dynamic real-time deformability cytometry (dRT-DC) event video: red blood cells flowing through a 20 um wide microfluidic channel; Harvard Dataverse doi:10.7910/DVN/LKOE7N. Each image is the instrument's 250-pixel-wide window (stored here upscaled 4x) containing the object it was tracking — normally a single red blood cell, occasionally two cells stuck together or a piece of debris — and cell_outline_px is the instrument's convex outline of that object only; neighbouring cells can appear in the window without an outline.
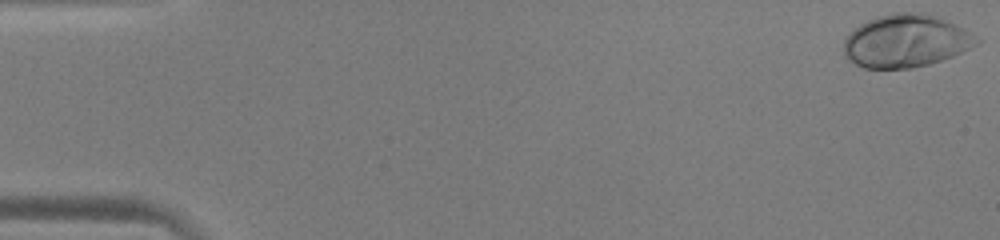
{"species": "human", "species_latin": "Homo sapiens", "temperature_condition": "warm", "stored_images_in_passage": 52, "camera_frame_rate_fps": 3000, "um_per_image_px": 0.085, "donor": {"sex": "male"}, "frame": {"image": 1, "passage_image": 1, "time_ms": 0.0, "image_size_px": [1000, 240], "cell_outline_px": [[984, 40], [980, 44], [952, 56], [928, 64], [912, 68], [864, 68], [848, 60], [844, 56], [844, 40], [860, 24], [868, 20], [892, 12], [920, 12], [944, 20], [964, 28]], "centroid_in_image_um": [77.03, 3.49], "position_along_channel_um": 8.0, "area_um2": 40.69}}
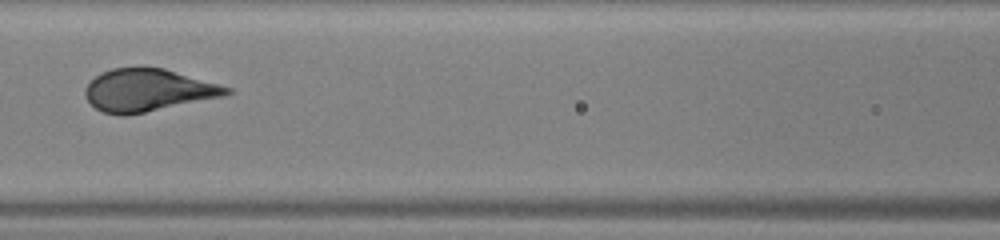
{"frame": {"image": 2, "passage_image": 24, "time_ms": 7.667, "image_size_px": [1000, 240], "cell_outline_px": [[232, 92], [224, 96], [124, 116], [120, 116], [104, 112], [96, 108], [84, 96], [84, 88], [100, 72], [112, 68], [164, 68], [232, 88]], "centroid_in_image_um": [12.55, 7.67], "position_along_channel_um": 154.1, "area_um2": 34.56}}
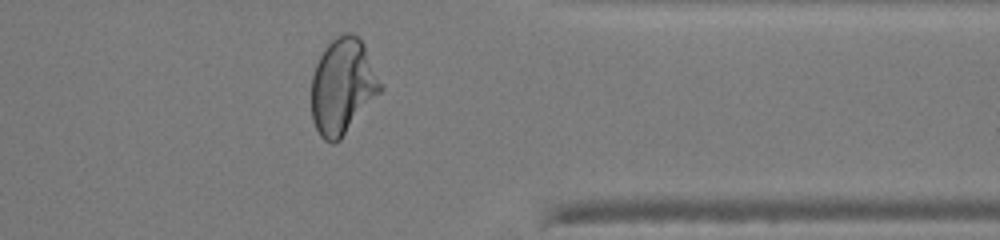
{"frame": {"image": 3, "passage_image": 42, "time_ms": 13.667, "image_size_px": [1000, 240], "cell_outline_px": [[384, 88], [340, 140], [332, 144], [324, 140], [320, 136], [312, 120], [312, 76], [316, 64], [324, 48], [336, 36], [344, 32], [348, 32], [356, 36], [364, 44]], "centroid_in_image_um": [29.12, 7.35], "position_along_channel_um": 382.3, "area_um2": 38.44}, "authors_computed_cell_mechanics": {"area_um2": 36.6741, "velocity_mm_per_s": 3.9649, "shape_relaxation_time_tau1_ms": 2.9024, "shape_relaxation_time_tau2_ms": null, "deformation_change_tau1": 0.2091, "deformation_change_tau2": null}}